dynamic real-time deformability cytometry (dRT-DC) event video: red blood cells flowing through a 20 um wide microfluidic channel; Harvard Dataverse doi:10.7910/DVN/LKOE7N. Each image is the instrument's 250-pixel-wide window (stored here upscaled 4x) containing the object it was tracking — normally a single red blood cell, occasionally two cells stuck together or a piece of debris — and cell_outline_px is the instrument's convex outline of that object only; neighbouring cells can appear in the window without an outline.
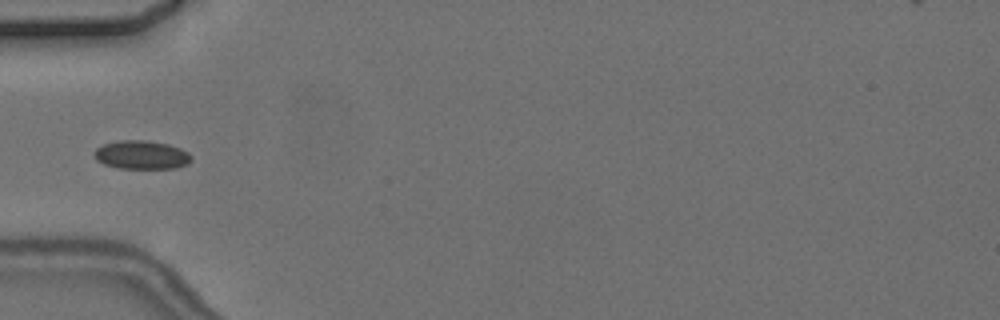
{"species": "common noctule bat (a hibernating species)", "species_latin": "Nyctalus noctula", "temperature_condition": "cold", "stored_images_in_passage": 4, "camera_frame_rate_fps": 3000, "um_per_image_px": 0.085, "animal": {"sex": "female", "body_mass_g": 24.6, "forearm_length_mm": 56.2}, "frame": {"image": 1, "passage_image": 4, "time_ms": 4.333, "image_size_px": [1000, 320], "cell_outline_px": [[192, 160], [188, 164], [176, 168], [116, 168], [104, 164], [96, 160], [96, 148], [104, 144], [120, 140], [144, 140], [168, 144], [180, 148], [188, 152], [192, 156]], "centroid_in_image_um": [12.06, 13.17], "position_along_channel_um": 72.9, "area_um2": 16.13}}